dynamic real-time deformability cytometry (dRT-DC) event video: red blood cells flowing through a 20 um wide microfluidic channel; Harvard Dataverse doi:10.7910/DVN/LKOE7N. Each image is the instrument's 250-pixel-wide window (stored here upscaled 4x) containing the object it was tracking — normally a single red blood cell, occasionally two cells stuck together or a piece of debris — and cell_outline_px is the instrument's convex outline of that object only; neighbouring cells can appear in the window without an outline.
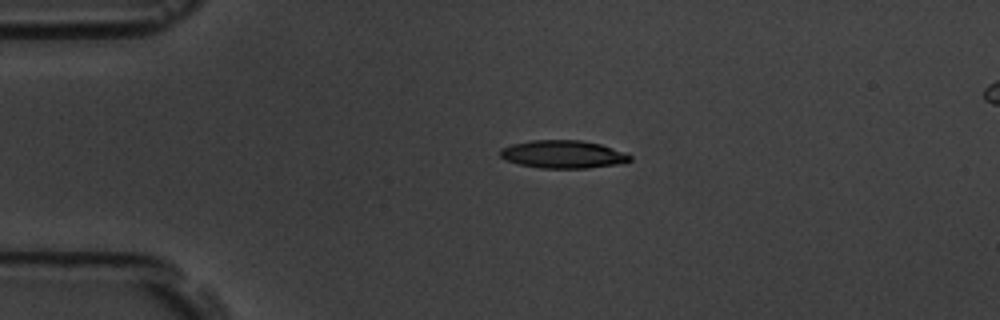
{"species": "common noctule bat (a hibernating species)", "species_latin": "Nyctalus noctula", "temperature_condition": "room temperature", "stored_images_in_passage": 4, "camera_frame_rate_fps": 3000, "um_per_image_px": 0.085, "animal": {"sex": "male", "body_mass_g": 19.5, "forearm_length_mm": 54.6}, "frame": {"image": 1, "passage_image": 2, "time_ms": 2.0, "image_size_px": [1000, 320], "cell_outline_px": [[632, 160], [616, 164], [588, 168], [540, 168], [520, 164], [508, 160], [500, 156], [500, 148], [512, 144], [532, 140], [580, 140], [600, 144], [624, 152], [632, 156]], "centroid_in_image_um": [47.86, 13.11], "position_along_channel_um": 37.1, "area_um2": 20.92}}
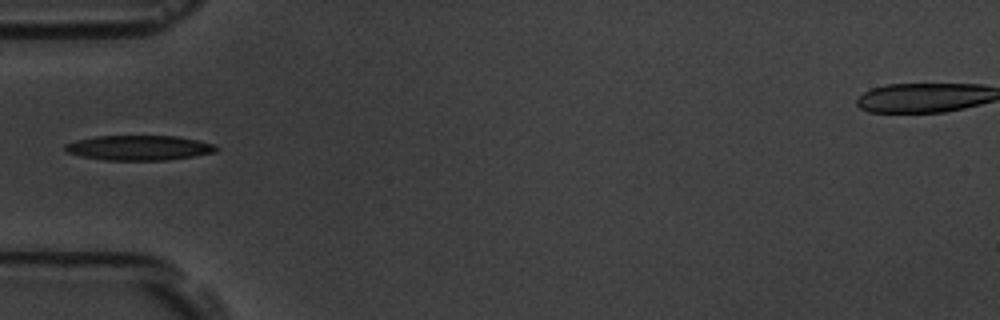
{"frame": {"image": 2, "passage_image": 4, "time_ms": 4.0, "image_size_px": [1000, 320], "cell_outline_px": [[220, 148], [216, 152], [196, 156], [168, 160], [104, 160], [80, 156], [68, 152], [64, 148], [64, 144], [76, 140], [96, 136], [176, 136], [216, 144]], "centroid_in_image_um": [11.85, 12.57], "position_along_channel_um": 73.2, "area_um2": 22.08}}